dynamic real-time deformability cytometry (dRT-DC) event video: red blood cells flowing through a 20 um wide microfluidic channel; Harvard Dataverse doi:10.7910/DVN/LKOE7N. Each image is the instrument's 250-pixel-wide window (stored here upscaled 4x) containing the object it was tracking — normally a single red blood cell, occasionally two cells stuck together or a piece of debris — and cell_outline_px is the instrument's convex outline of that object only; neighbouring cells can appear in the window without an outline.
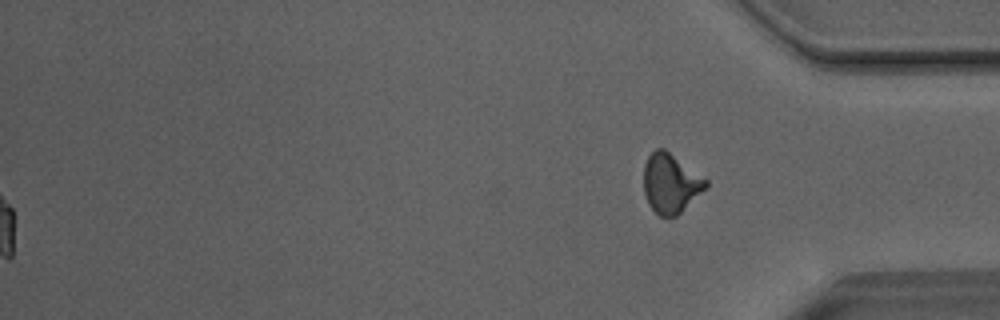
{"species": "Egyptian fruit bat (a non-hibernating species)", "species_latin": "Rousettus aegyptiacus", "temperature_condition": "room temperature", "stored_images_in_passage": 51, "segment_of_instrument_passage": [2, 2], "camera_frame_rate_fps": 3000, "um_per_image_px": 0.085, "animal": {"sex": "male"}, "frame": {"image": 1, "passage_image": 51, "time_ms": 16.667, "image_size_px": [1000, 320], "cell_outline_px": [[708, 184], [676, 216], [660, 216], [648, 204], [644, 192], [644, 164], [648, 156], [656, 148], [664, 148], [708, 180]], "centroid_in_image_um": [56.96, 15.55], "position_along_channel_um": 378.2, "area_um2": 21.04}}